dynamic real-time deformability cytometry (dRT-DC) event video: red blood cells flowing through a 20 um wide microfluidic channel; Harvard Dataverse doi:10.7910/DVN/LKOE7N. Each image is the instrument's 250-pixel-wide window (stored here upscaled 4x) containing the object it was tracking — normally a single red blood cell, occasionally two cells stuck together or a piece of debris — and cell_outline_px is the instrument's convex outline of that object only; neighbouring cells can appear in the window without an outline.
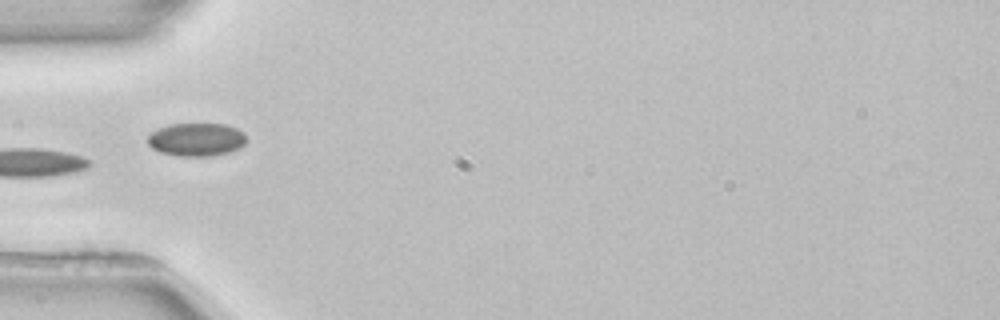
{"species": "common noctule bat (a hibernating species)", "species_latin": "Nyctalus noctula", "temperature_condition": "room temperature", "stored_images_in_passage": 5, "camera_frame_rate_fps": 3000, "um_per_image_px": 0.085, "animal": {"sex": "female", "body_mass_g": 22.7, "forearm_length_mm": 54.2}, "frame": {"image": 1, "passage_image": 5, "time_ms": 5.333, "image_size_px": [1000, 320], "cell_outline_px": [[244, 144], [240, 148], [228, 152], [212, 156], [180, 156], [160, 152], [152, 148], [148, 144], [148, 136], [156, 128], [168, 124], [224, 124], [236, 128], [244, 132]], "centroid_in_image_um": [16.67, 11.85], "position_along_channel_um": 68.3, "area_um2": 19.07}}